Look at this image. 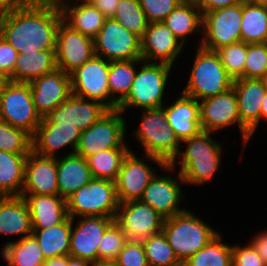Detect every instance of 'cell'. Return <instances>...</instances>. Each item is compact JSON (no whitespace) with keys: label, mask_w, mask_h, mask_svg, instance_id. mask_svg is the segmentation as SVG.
I'll list each match as a JSON object with an SVG mask.
<instances>
[{"label":"cell","mask_w":267,"mask_h":266,"mask_svg":"<svg viewBox=\"0 0 267 266\" xmlns=\"http://www.w3.org/2000/svg\"><path fill=\"white\" fill-rule=\"evenodd\" d=\"M113 222L114 218L104 216L82 217L74 230L71 229L69 256L91 263L99 261V242Z\"/></svg>","instance_id":"18"},{"label":"cell","mask_w":267,"mask_h":266,"mask_svg":"<svg viewBox=\"0 0 267 266\" xmlns=\"http://www.w3.org/2000/svg\"><path fill=\"white\" fill-rule=\"evenodd\" d=\"M142 64L140 71L136 72L129 94L117 106L121 112L130 106L143 109L163 106V94L172 65L145 61Z\"/></svg>","instance_id":"7"},{"label":"cell","mask_w":267,"mask_h":266,"mask_svg":"<svg viewBox=\"0 0 267 266\" xmlns=\"http://www.w3.org/2000/svg\"><path fill=\"white\" fill-rule=\"evenodd\" d=\"M128 241L126 234L113 222L104 232L98 246L100 261H114Z\"/></svg>","instance_id":"43"},{"label":"cell","mask_w":267,"mask_h":266,"mask_svg":"<svg viewBox=\"0 0 267 266\" xmlns=\"http://www.w3.org/2000/svg\"><path fill=\"white\" fill-rule=\"evenodd\" d=\"M67 214L74 216H104L115 218L118 199L115 181L93 178L66 199Z\"/></svg>","instance_id":"6"},{"label":"cell","mask_w":267,"mask_h":266,"mask_svg":"<svg viewBox=\"0 0 267 266\" xmlns=\"http://www.w3.org/2000/svg\"><path fill=\"white\" fill-rule=\"evenodd\" d=\"M55 55L57 69L70 75L95 56L93 39L62 21L57 31Z\"/></svg>","instance_id":"15"},{"label":"cell","mask_w":267,"mask_h":266,"mask_svg":"<svg viewBox=\"0 0 267 266\" xmlns=\"http://www.w3.org/2000/svg\"><path fill=\"white\" fill-rule=\"evenodd\" d=\"M264 86V88L267 90V71L259 78Z\"/></svg>","instance_id":"60"},{"label":"cell","mask_w":267,"mask_h":266,"mask_svg":"<svg viewBox=\"0 0 267 266\" xmlns=\"http://www.w3.org/2000/svg\"><path fill=\"white\" fill-rule=\"evenodd\" d=\"M0 119L34 135L42 118L35 110L29 83L9 80L5 84L0 94Z\"/></svg>","instance_id":"8"},{"label":"cell","mask_w":267,"mask_h":266,"mask_svg":"<svg viewBox=\"0 0 267 266\" xmlns=\"http://www.w3.org/2000/svg\"><path fill=\"white\" fill-rule=\"evenodd\" d=\"M108 72L109 61L95 55L70 74L72 94L116 109L118 105L110 98Z\"/></svg>","instance_id":"11"},{"label":"cell","mask_w":267,"mask_h":266,"mask_svg":"<svg viewBox=\"0 0 267 266\" xmlns=\"http://www.w3.org/2000/svg\"><path fill=\"white\" fill-rule=\"evenodd\" d=\"M64 1L59 5L63 21L73 30L94 39L107 19L91 2L70 4Z\"/></svg>","instance_id":"28"},{"label":"cell","mask_w":267,"mask_h":266,"mask_svg":"<svg viewBox=\"0 0 267 266\" xmlns=\"http://www.w3.org/2000/svg\"><path fill=\"white\" fill-rule=\"evenodd\" d=\"M92 179L91 170L84 157L70 152L62 159H57V184L60 197L67 199Z\"/></svg>","instance_id":"26"},{"label":"cell","mask_w":267,"mask_h":266,"mask_svg":"<svg viewBox=\"0 0 267 266\" xmlns=\"http://www.w3.org/2000/svg\"><path fill=\"white\" fill-rule=\"evenodd\" d=\"M57 158L29 153L25 162L21 196L58 195Z\"/></svg>","instance_id":"19"},{"label":"cell","mask_w":267,"mask_h":266,"mask_svg":"<svg viewBox=\"0 0 267 266\" xmlns=\"http://www.w3.org/2000/svg\"><path fill=\"white\" fill-rule=\"evenodd\" d=\"M232 266H266L251 243L247 247L232 246Z\"/></svg>","instance_id":"47"},{"label":"cell","mask_w":267,"mask_h":266,"mask_svg":"<svg viewBox=\"0 0 267 266\" xmlns=\"http://www.w3.org/2000/svg\"><path fill=\"white\" fill-rule=\"evenodd\" d=\"M91 264L92 263L87 260L73 258L67 255V266H89Z\"/></svg>","instance_id":"54"},{"label":"cell","mask_w":267,"mask_h":266,"mask_svg":"<svg viewBox=\"0 0 267 266\" xmlns=\"http://www.w3.org/2000/svg\"><path fill=\"white\" fill-rule=\"evenodd\" d=\"M180 178V180H179ZM184 182L180 173L178 179H172L171 176H154L143 191L139 199L157 211L164 219L171 218L179 214L184 209L178 208L182 195L180 182Z\"/></svg>","instance_id":"22"},{"label":"cell","mask_w":267,"mask_h":266,"mask_svg":"<svg viewBox=\"0 0 267 266\" xmlns=\"http://www.w3.org/2000/svg\"><path fill=\"white\" fill-rule=\"evenodd\" d=\"M91 266H118L114 261H97L91 264Z\"/></svg>","instance_id":"58"},{"label":"cell","mask_w":267,"mask_h":266,"mask_svg":"<svg viewBox=\"0 0 267 266\" xmlns=\"http://www.w3.org/2000/svg\"><path fill=\"white\" fill-rule=\"evenodd\" d=\"M267 120V90L265 93V97L263 98V102L261 105V113H260V120L263 119Z\"/></svg>","instance_id":"56"},{"label":"cell","mask_w":267,"mask_h":266,"mask_svg":"<svg viewBox=\"0 0 267 266\" xmlns=\"http://www.w3.org/2000/svg\"><path fill=\"white\" fill-rule=\"evenodd\" d=\"M56 69L55 50L19 54L14 66V82L30 83Z\"/></svg>","instance_id":"30"},{"label":"cell","mask_w":267,"mask_h":266,"mask_svg":"<svg viewBox=\"0 0 267 266\" xmlns=\"http://www.w3.org/2000/svg\"><path fill=\"white\" fill-rule=\"evenodd\" d=\"M62 21L59 5L27 3L2 14L0 36L19 54L56 50L57 31Z\"/></svg>","instance_id":"1"},{"label":"cell","mask_w":267,"mask_h":266,"mask_svg":"<svg viewBox=\"0 0 267 266\" xmlns=\"http://www.w3.org/2000/svg\"><path fill=\"white\" fill-rule=\"evenodd\" d=\"M93 43L95 55L107 61L142 59L141 38L126 30L114 18L105 20Z\"/></svg>","instance_id":"12"},{"label":"cell","mask_w":267,"mask_h":266,"mask_svg":"<svg viewBox=\"0 0 267 266\" xmlns=\"http://www.w3.org/2000/svg\"><path fill=\"white\" fill-rule=\"evenodd\" d=\"M162 22L184 45L188 34L202 32V11L194 0H184Z\"/></svg>","instance_id":"31"},{"label":"cell","mask_w":267,"mask_h":266,"mask_svg":"<svg viewBox=\"0 0 267 266\" xmlns=\"http://www.w3.org/2000/svg\"><path fill=\"white\" fill-rule=\"evenodd\" d=\"M19 53L0 36V73L14 82V66Z\"/></svg>","instance_id":"48"},{"label":"cell","mask_w":267,"mask_h":266,"mask_svg":"<svg viewBox=\"0 0 267 266\" xmlns=\"http://www.w3.org/2000/svg\"><path fill=\"white\" fill-rule=\"evenodd\" d=\"M183 47L163 22H152L141 38L142 60L157 62L159 59L160 63L173 65Z\"/></svg>","instance_id":"20"},{"label":"cell","mask_w":267,"mask_h":266,"mask_svg":"<svg viewBox=\"0 0 267 266\" xmlns=\"http://www.w3.org/2000/svg\"><path fill=\"white\" fill-rule=\"evenodd\" d=\"M29 84L35 110L41 118L46 117L72 94L70 75L59 69L35 78Z\"/></svg>","instance_id":"17"},{"label":"cell","mask_w":267,"mask_h":266,"mask_svg":"<svg viewBox=\"0 0 267 266\" xmlns=\"http://www.w3.org/2000/svg\"><path fill=\"white\" fill-rule=\"evenodd\" d=\"M28 155L0 151V197L21 196Z\"/></svg>","instance_id":"33"},{"label":"cell","mask_w":267,"mask_h":266,"mask_svg":"<svg viewBox=\"0 0 267 266\" xmlns=\"http://www.w3.org/2000/svg\"><path fill=\"white\" fill-rule=\"evenodd\" d=\"M202 12L230 7L242 3V0H194Z\"/></svg>","instance_id":"49"},{"label":"cell","mask_w":267,"mask_h":266,"mask_svg":"<svg viewBox=\"0 0 267 266\" xmlns=\"http://www.w3.org/2000/svg\"><path fill=\"white\" fill-rule=\"evenodd\" d=\"M121 0H89L104 16L112 18Z\"/></svg>","instance_id":"50"},{"label":"cell","mask_w":267,"mask_h":266,"mask_svg":"<svg viewBox=\"0 0 267 266\" xmlns=\"http://www.w3.org/2000/svg\"><path fill=\"white\" fill-rule=\"evenodd\" d=\"M73 219L69 216L57 226L32 229V234L42 250L45 260L69 255Z\"/></svg>","instance_id":"32"},{"label":"cell","mask_w":267,"mask_h":266,"mask_svg":"<svg viewBox=\"0 0 267 266\" xmlns=\"http://www.w3.org/2000/svg\"><path fill=\"white\" fill-rule=\"evenodd\" d=\"M242 3L258 6H267V0H242Z\"/></svg>","instance_id":"57"},{"label":"cell","mask_w":267,"mask_h":266,"mask_svg":"<svg viewBox=\"0 0 267 266\" xmlns=\"http://www.w3.org/2000/svg\"><path fill=\"white\" fill-rule=\"evenodd\" d=\"M201 130L214 132L238 122L244 145L252 134L241 124L235 90L231 87L224 93L199 101Z\"/></svg>","instance_id":"13"},{"label":"cell","mask_w":267,"mask_h":266,"mask_svg":"<svg viewBox=\"0 0 267 266\" xmlns=\"http://www.w3.org/2000/svg\"><path fill=\"white\" fill-rule=\"evenodd\" d=\"M184 0H139L149 23L162 22Z\"/></svg>","instance_id":"46"},{"label":"cell","mask_w":267,"mask_h":266,"mask_svg":"<svg viewBox=\"0 0 267 266\" xmlns=\"http://www.w3.org/2000/svg\"><path fill=\"white\" fill-rule=\"evenodd\" d=\"M183 266H232V246L222 243L219 233L186 260Z\"/></svg>","instance_id":"38"},{"label":"cell","mask_w":267,"mask_h":266,"mask_svg":"<svg viewBox=\"0 0 267 266\" xmlns=\"http://www.w3.org/2000/svg\"><path fill=\"white\" fill-rule=\"evenodd\" d=\"M166 120L182 142L201 131L199 101L181 93L172 105L164 108Z\"/></svg>","instance_id":"25"},{"label":"cell","mask_w":267,"mask_h":266,"mask_svg":"<svg viewBox=\"0 0 267 266\" xmlns=\"http://www.w3.org/2000/svg\"><path fill=\"white\" fill-rule=\"evenodd\" d=\"M0 151L29 154L32 151V136L0 119Z\"/></svg>","instance_id":"41"},{"label":"cell","mask_w":267,"mask_h":266,"mask_svg":"<svg viewBox=\"0 0 267 266\" xmlns=\"http://www.w3.org/2000/svg\"><path fill=\"white\" fill-rule=\"evenodd\" d=\"M144 62L142 59L109 61L108 86L110 98L119 105L129 94L136 70L134 65ZM120 94L117 97H113ZM115 94V95H113Z\"/></svg>","instance_id":"36"},{"label":"cell","mask_w":267,"mask_h":266,"mask_svg":"<svg viewBox=\"0 0 267 266\" xmlns=\"http://www.w3.org/2000/svg\"><path fill=\"white\" fill-rule=\"evenodd\" d=\"M232 87L237 97L241 124L253 135L260 122L261 105L266 89L260 79L238 78Z\"/></svg>","instance_id":"23"},{"label":"cell","mask_w":267,"mask_h":266,"mask_svg":"<svg viewBox=\"0 0 267 266\" xmlns=\"http://www.w3.org/2000/svg\"><path fill=\"white\" fill-rule=\"evenodd\" d=\"M114 262L118 266H149L142 241L128 240Z\"/></svg>","instance_id":"45"},{"label":"cell","mask_w":267,"mask_h":266,"mask_svg":"<svg viewBox=\"0 0 267 266\" xmlns=\"http://www.w3.org/2000/svg\"><path fill=\"white\" fill-rule=\"evenodd\" d=\"M81 131L75 125L40 123L32 136V151L43 157H56L55 151L67 145L75 153Z\"/></svg>","instance_id":"24"},{"label":"cell","mask_w":267,"mask_h":266,"mask_svg":"<svg viewBox=\"0 0 267 266\" xmlns=\"http://www.w3.org/2000/svg\"><path fill=\"white\" fill-rule=\"evenodd\" d=\"M267 71V42L247 44L243 78L259 79Z\"/></svg>","instance_id":"44"},{"label":"cell","mask_w":267,"mask_h":266,"mask_svg":"<svg viewBox=\"0 0 267 266\" xmlns=\"http://www.w3.org/2000/svg\"><path fill=\"white\" fill-rule=\"evenodd\" d=\"M242 3L202 12L204 38L199 46L214 50L241 41Z\"/></svg>","instance_id":"10"},{"label":"cell","mask_w":267,"mask_h":266,"mask_svg":"<svg viewBox=\"0 0 267 266\" xmlns=\"http://www.w3.org/2000/svg\"><path fill=\"white\" fill-rule=\"evenodd\" d=\"M241 41L267 42V7L242 3Z\"/></svg>","instance_id":"35"},{"label":"cell","mask_w":267,"mask_h":266,"mask_svg":"<svg viewBox=\"0 0 267 266\" xmlns=\"http://www.w3.org/2000/svg\"><path fill=\"white\" fill-rule=\"evenodd\" d=\"M42 266H67V255L47 259Z\"/></svg>","instance_id":"53"},{"label":"cell","mask_w":267,"mask_h":266,"mask_svg":"<svg viewBox=\"0 0 267 266\" xmlns=\"http://www.w3.org/2000/svg\"><path fill=\"white\" fill-rule=\"evenodd\" d=\"M109 109L96 100L87 101L71 94L40 123L75 125L81 132L97 122Z\"/></svg>","instance_id":"16"},{"label":"cell","mask_w":267,"mask_h":266,"mask_svg":"<svg viewBox=\"0 0 267 266\" xmlns=\"http://www.w3.org/2000/svg\"><path fill=\"white\" fill-rule=\"evenodd\" d=\"M2 12H0V24H1V19H2Z\"/></svg>","instance_id":"61"},{"label":"cell","mask_w":267,"mask_h":266,"mask_svg":"<svg viewBox=\"0 0 267 266\" xmlns=\"http://www.w3.org/2000/svg\"><path fill=\"white\" fill-rule=\"evenodd\" d=\"M197 49L188 85L182 93L201 101L229 90L233 79L227 74L216 51L201 46Z\"/></svg>","instance_id":"5"},{"label":"cell","mask_w":267,"mask_h":266,"mask_svg":"<svg viewBox=\"0 0 267 266\" xmlns=\"http://www.w3.org/2000/svg\"><path fill=\"white\" fill-rule=\"evenodd\" d=\"M136 137L145 150V157L165 170H174L181 141L166 120L164 107L143 109Z\"/></svg>","instance_id":"2"},{"label":"cell","mask_w":267,"mask_h":266,"mask_svg":"<svg viewBox=\"0 0 267 266\" xmlns=\"http://www.w3.org/2000/svg\"><path fill=\"white\" fill-rule=\"evenodd\" d=\"M26 200L31 216L32 229L57 226L67 217L66 199L59 195L22 196Z\"/></svg>","instance_id":"27"},{"label":"cell","mask_w":267,"mask_h":266,"mask_svg":"<svg viewBox=\"0 0 267 266\" xmlns=\"http://www.w3.org/2000/svg\"><path fill=\"white\" fill-rule=\"evenodd\" d=\"M251 244L267 266V231H264L263 233L261 231L258 236H256L254 239L252 238Z\"/></svg>","instance_id":"51"},{"label":"cell","mask_w":267,"mask_h":266,"mask_svg":"<svg viewBox=\"0 0 267 266\" xmlns=\"http://www.w3.org/2000/svg\"><path fill=\"white\" fill-rule=\"evenodd\" d=\"M150 168L143 160H139L132 151L127 153L115 180L119 203L139 200L142 197L144 189L156 175Z\"/></svg>","instance_id":"21"},{"label":"cell","mask_w":267,"mask_h":266,"mask_svg":"<svg viewBox=\"0 0 267 266\" xmlns=\"http://www.w3.org/2000/svg\"><path fill=\"white\" fill-rule=\"evenodd\" d=\"M142 241L149 266H183L163 232Z\"/></svg>","instance_id":"39"},{"label":"cell","mask_w":267,"mask_h":266,"mask_svg":"<svg viewBox=\"0 0 267 266\" xmlns=\"http://www.w3.org/2000/svg\"><path fill=\"white\" fill-rule=\"evenodd\" d=\"M112 18L140 38L143 37L149 24L139 0H121Z\"/></svg>","instance_id":"40"},{"label":"cell","mask_w":267,"mask_h":266,"mask_svg":"<svg viewBox=\"0 0 267 266\" xmlns=\"http://www.w3.org/2000/svg\"><path fill=\"white\" fill-rule=\"evenodd\" d=\"M162 232L182 264L219 234L187 210L164 219Z\"/></svg>","instance_id":"3"},{"label":"cell","mask_w":267,"mask_h":266,"mask_svg":"<svg viewBox=\"0 0 267 266\" xmlns=\"http://www.w3.org/2000/svg\"><path fill=\"white\" fill-rule=\"evenodd\" d=\"M120 113L117 108L109 109L97 122L81 132L75 153L86 159L103 150L128 148L124 142L126 122Z\"/></svg>","instance_id":"9"},{"label":"cell","mask_w":267,"mask_h":266,"mask_svg":"<svg viewBox=\"0 0 267 266\" xmlns=\"http://www.w3.org/2000/svg\"><path fill=\"white\" fill-rule=\"evenodd\" d=\"M129 148L103 150L86 158L93 178L115 181Z\"/></svg>","instance_id":"37"},{"label":"cell","mask_w":267,"mask_h":266,"mask_svg":"<svg viewBox=\"0 0 267 266\" xmlns=\"http://www.w3.org/2000/svg\"><path fill=\"white\" fill-rule=\"evenodd\" d=\"M25 0H0V12H9L26 5Z\"/></svg>","instance_id":"52"},{"label":"cell","mask_w":267,"mask_h":266,"mask_svg":"<svg viewBox=\"0 0 267 266\" xmlns=\"http://www.w3.org/2000/svg\"><path fill=\"white\" fill-rule=\"evenodd\" d=\"M210 132L200 131L197 135L185 139L186 150L180 151V171L184 183L203 184L211 180L218 170L221 145L210 137Z\"/></svg>","instance_id":"4"},{"label":"cell","mask_w":267,"mask_h":266,"mask_svg":"<svg viewBox=\"0 0 267 266\" xmlns=\"http://www.w3.org/2000/svg\"><path fill=\"white\" fill-rule=\"evenodd\" d=\"M227 74L233 79L243 78L247 43L240 41L216 50Z\"/></svg>","instance_id":"42"},{"label":"cell","mask_w":267,"mask_h":266,"mask_svg":"<svg viewBox=\"0 0 267 266\" xmlns=\"http://www.w3.org/2000/svg\"><path fill=\"white\" fill-rule=\"evenodd\" d=\"M27 3H37V4H56L60 5L63 0H25Z\"/></svg>","instance_id":"55"},{"label":"cell","mask_w":267,"mask_h":266,"mask_svg":"<svg viewBox=\"0 0 267 266\" xmlns=\"http://www.w3.org/2000/svg\"><path fill=\"white\" fill-rule=\"evenodd\" d=\"M1 250L8 266H42L45 262L42 250L33 234L23 236L17 242L6 243Z\"/></svg>","instance_id":"34"},{"label":"cell","mask_w":267,"mask_h":266,"mask_svg":"<svg viewBox=\"0 0 267 266\" xmlns=\"http://www.w3.org/2000/svg\"><path fill=\"white\" fill-rule=\"evenodd\" d=\"M114 222L128 240L141 241L162 232L164 218L141 200L119 203Z\"/></svg>","instance_id":"14"},{"label":"cell","mask_w":267,"mask_h":266,"mask_svg":"<svg viewBox=\"0 0 267 266\" xmlns=\"http://www.w3.org/2000/svg\"><path fill=\"white\" fill-rule=\"evenodd\" d=\"M8 81H9L8 77L0 73V94L2 93L4 86Z\"/></svg>","instance_id":"59"},{"label":"cell","mask_w":267,"mask_h":266,"mask_svg":"<svg viewBox=\"0 0 267 266\" xmlns=\"http://www.w3.org/2000/svg\"><path fill=\"white\" fill-rule=\"evenodd\" d=\"M32 234L28 204L22 196L0 197V234Z\"/></svg>","instance_id":"29"}]
</instances>
